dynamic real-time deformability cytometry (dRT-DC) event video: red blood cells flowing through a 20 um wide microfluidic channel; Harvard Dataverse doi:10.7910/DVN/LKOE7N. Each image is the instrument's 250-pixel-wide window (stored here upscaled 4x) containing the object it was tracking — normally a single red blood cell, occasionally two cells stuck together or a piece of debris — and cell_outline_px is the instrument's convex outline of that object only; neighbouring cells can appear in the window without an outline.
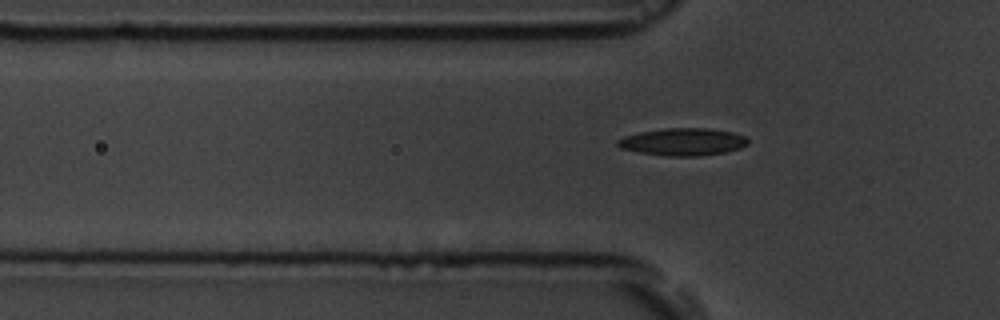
{"species": "common noctule bat (a hibernating species)", "species_latin": "Nyctalus noctula", "temperature_condition": "room temperature", "stored_images_in_passage": 9, "camera_frame_rate_fps": 3000, "um_per_image_px": 0.085, "animal": {"sex": "male", "body_mass_g": 19.5, "forearm_length_mm": 54.6}, "frame": {"image": 1, "passage_image": 9, "time_ms": 9.333, "image_size_px": [1000, 320], "cell_outline_px": [[748, 144], [740, 148], [724, 152], [696, 156], [668, 156], [640, 152], [620, 148], [616, 144], [616, 140], [624, 136], [640, 132], [664, 128], [708, 128], [732, 132], [744, 136], [748, 140]], "centroid_in_image_um": [58.03, 12.05], "position_along_channel_um": 67.8, "area_um2": 20.69}}